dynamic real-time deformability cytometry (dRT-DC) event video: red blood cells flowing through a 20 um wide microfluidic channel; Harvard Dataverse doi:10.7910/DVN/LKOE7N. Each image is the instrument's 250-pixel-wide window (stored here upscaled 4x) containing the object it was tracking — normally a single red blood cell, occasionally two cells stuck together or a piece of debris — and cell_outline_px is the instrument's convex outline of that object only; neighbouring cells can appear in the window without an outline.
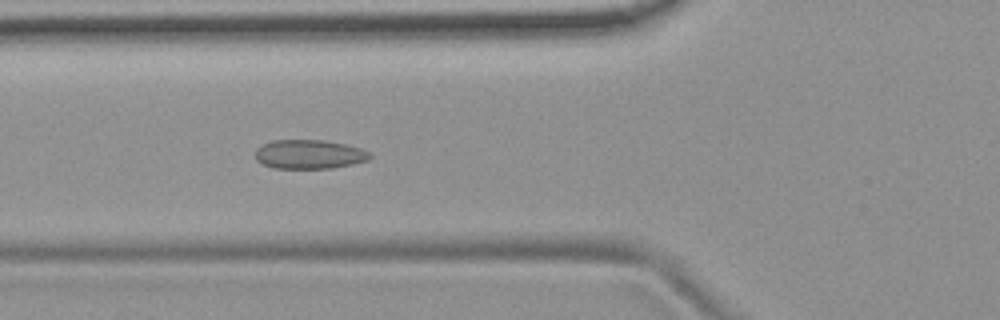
{"species": "common noctule bat (a hibernating species)", "species_latin": "Nyctalus noctula", "temperature_condition": "room temperature", "stored_images_in_passage": 17, "camera_frame_rate_fps": 3000, "um_per_image_px": 0.085, "animal": {"sex": "female", "body_mass_g": 19.9}, "frame": {"image": 1, "passage_image": 8, "time_ms": 2.333, "image_size_px": [1000, 320], "cell_outline_px": [[372, 156], [368, 160], [352, 164], [332, 168], [272, 168], [256, 160], [256, 148], [260, 144], [272, 140], [324, 140], [344, 144], [360, 148], [368, 152]], "centroid_in_image_um": [26.25, 13.11], "position_along_channel_um": 99.5, "area_um2": 19.42}}
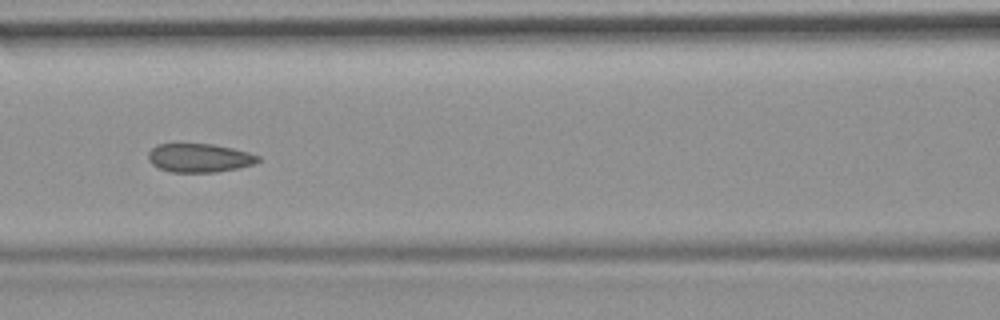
{"frame": {"image": 2, "passage_image": 12, "time_ms": 3.667, "image_size_px": [1000, 320], "cell_outline_px": [[260, 160], [256, 164], [216, 172], [172, 172], [160, 168], [152, 164], [148, 160], [148, 152], [156, 144], [212, 144], [232, 148], [248, 152], [260, 156]], "centroid_in_image_um": [16.95, 13.42], "position_along_channel_um": 149.7, "area_um2": 18.32}}
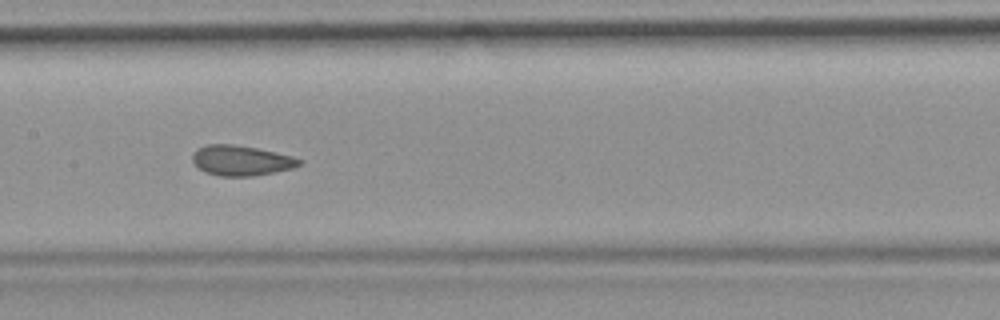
{"frame": {"image": 3, "passage_image": 15, "time_ms": 4.667, "image_size_px": [1000, 320], "cell_outline_px": [[304, 160], [300, 164], [292, 168], [252, 176], [220, 176], [204, 172], [192, 160], [192, 156], [196, 148], [208, 144], [232, 144], [256, 148], [292, 156]], "centroid_in_image_um": [20.48, 13.64], "position_along_channel_um": 186.9, "area_um2": 18.61}}